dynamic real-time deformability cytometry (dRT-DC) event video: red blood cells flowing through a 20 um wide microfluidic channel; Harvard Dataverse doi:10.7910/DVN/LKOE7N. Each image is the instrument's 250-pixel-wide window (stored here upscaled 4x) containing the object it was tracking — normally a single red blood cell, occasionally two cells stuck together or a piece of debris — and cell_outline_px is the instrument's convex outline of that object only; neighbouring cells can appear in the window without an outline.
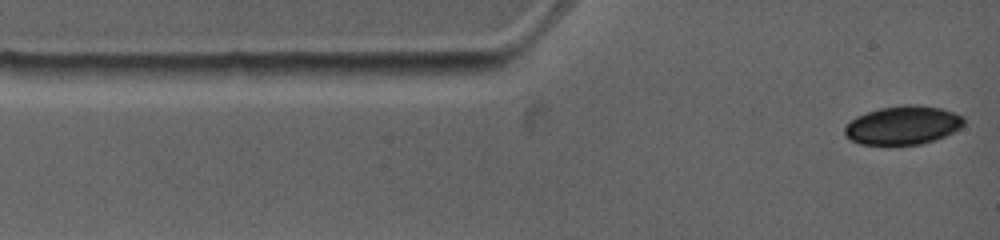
{"species": "common noctule bat (a hibernating species)", "species_latin": "Nyctalus noctula", "temperature_condition": "warm", "stored_images_in_passage": 3, "camera_frame_rate_fps": 4500, "um_per_image_px": 0.085, "animal": {"sex": "female", "body_mass_g": 19.0, "forearm_length_mm": 53.3}, "frame": {"image": 1, "passage_image": 1, "time_ms": 0.0, "image_size_px": [1000, 240], "cell_outline_px": [[964, 124], [960, 128], [936, 140], [920, 144], [860, 144], [844, 136], [844, 128], [856, 116], [880, 108], [904, 104], [916, 104], [940, 108], [964, 116]], "centroid_in_image_um": [76.75, 10.64], "position_along_channel_um": 8.2, "area_um2": 26.7}}
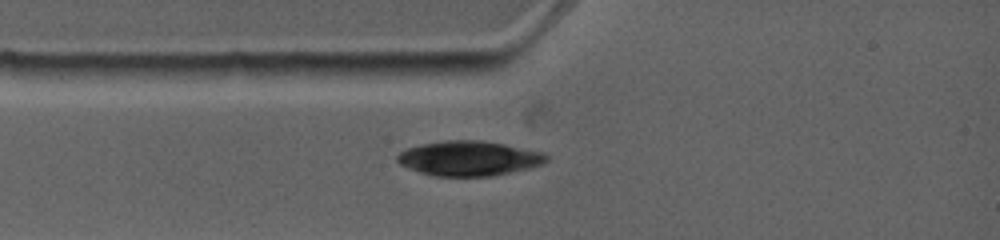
{"frame": {"image": 2, "passage_image": 3, "time_ms": 2.0, "image_size_px": [1000, 240], "cell_outline_px": [[548, 160], [544, 164], [528, 168], [492, 176], [436, 176], [420, 172], [408, 168], [400, 164], [396, 160], [396, 156], [400, 152], [408, 148], [424, 144], [444, 140], [480, 140], [504, 144], [544, 152], [548, 156]], "centroid_in_image_um": [39.88, 13.46], "position_along_channel_um": 45.1, "area_um2": 30.17}}